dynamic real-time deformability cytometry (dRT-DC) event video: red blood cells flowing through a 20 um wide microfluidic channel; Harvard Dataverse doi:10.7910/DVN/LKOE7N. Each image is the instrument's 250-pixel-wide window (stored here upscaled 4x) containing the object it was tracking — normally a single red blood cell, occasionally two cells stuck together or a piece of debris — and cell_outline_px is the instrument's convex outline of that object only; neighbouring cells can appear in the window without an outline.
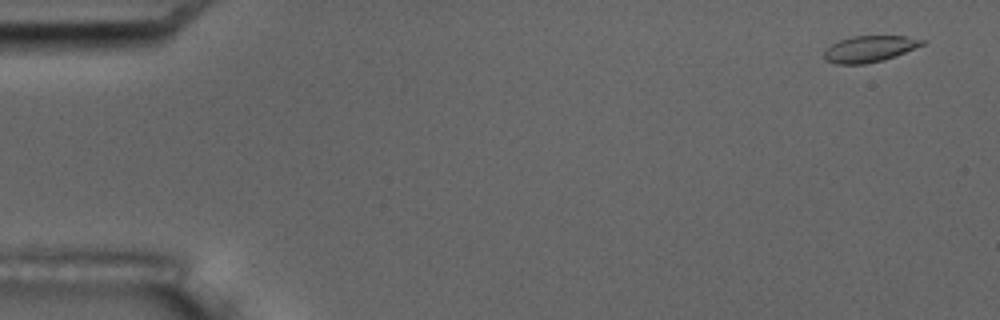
{"species": "common noctule bat (a hibernating species)", "species_latin": "Nyctalus noctula", "temperature_condition": "room temperature", "stored_images_in_passage": 6, "camera_frame_rate_fps": 3000, "um_per_image_px": 0.085, "animal": {"sex": "male", "body_mass_g": 17.5, "forearm_length_mm": 52.3}, "frame": {"image": 1, "passage_image": 1, "time_ms": 0.0, "image_size_px": [1000, 320], "cell_outline_px": [[928, 40], [924, 44], [884, 60], [864, 64], [836, 64], [824, 60], [824, 52], [832, 44], [840, 40], [852, 36], [908, 36]], "centroid_in_image_um": [73.91, 4.15], "position_along_channel_um": 11.1, "area_um2": 14.97}}